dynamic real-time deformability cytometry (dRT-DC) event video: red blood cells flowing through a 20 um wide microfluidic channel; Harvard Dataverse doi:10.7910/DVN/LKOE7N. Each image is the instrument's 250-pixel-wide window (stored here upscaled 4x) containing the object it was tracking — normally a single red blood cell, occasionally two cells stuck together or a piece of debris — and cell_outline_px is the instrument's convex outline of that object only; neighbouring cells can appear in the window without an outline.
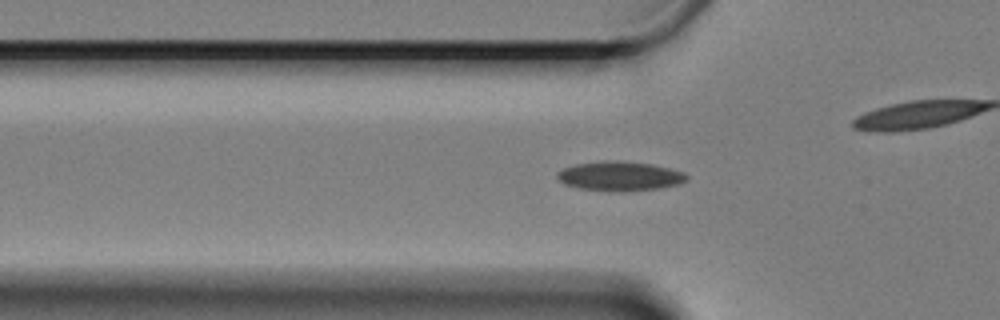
{"species": "Egyptian fruit bat (a non-hibernating species)", "species_latin": "Rousettus aegyptiacus", "temperature_condition": "cold", "stored_images_in_passage": 61, "camera_frame_rate_fps": 3000, "um_per_image_px": 0.085, "animal": {"sex": "female"}, "frame": {"image": 1, "passage_image": 19, "time_ms": 6.0, "image_size_px": [1000, 320], "cell_outline_px": [[688, 180], [680, 184], [660, 188], [620, 192], [580, 188], [564, 184], [556, 176], [564, 168], [576, 164], [604, 160], [616, 160], [652, 164], [684, 172], [688, 176]], "centroid_in_image_um": [52.73, 14.97], "position_along_channel_um": 73.1, "area_um2": 22.14}}
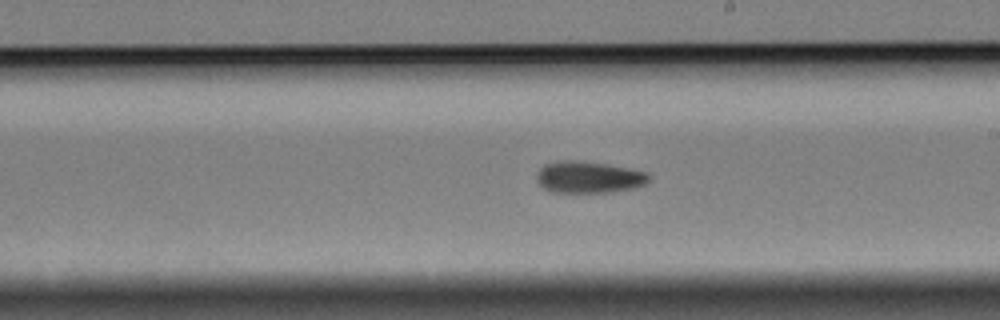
{"frame": {"image": 2, "passage_image": 34, "time_ms": 11.0, "image_size_px": [1000, 320], "cell_outline_px": [[652, 176], [644, 184], [636, 188], [612, 192], [552, 192], [544, 188], [536, 180], [536, 176], [540, 168], [544, 164], [564, 160], [572, 160], [608, 164], [648, 172]], "centroid_in_image_um": [50.07, 15.06], "position_along_channel_um": 238.9, "area_um2": 20.81}}
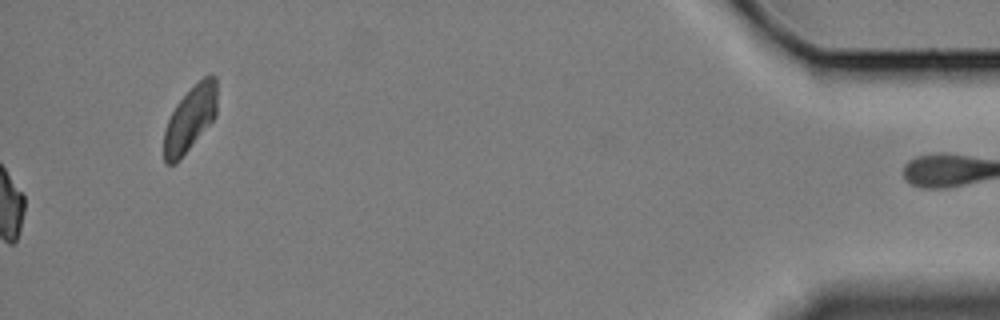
{"frame": {"image": 3, "passage_image": 61, "time_ms": 20.0, "image_size_px": [1000, 320], "cell_outline_px": [[216, 116], [180, 160], [176, 164], [164, 164], [164, 128], [176, 104], [204, 76], [216, 76]], "centroid_in_image_um": [16.14, 10.15], "position_along_channel_um": 419.1, "area_um2": 19.94}}